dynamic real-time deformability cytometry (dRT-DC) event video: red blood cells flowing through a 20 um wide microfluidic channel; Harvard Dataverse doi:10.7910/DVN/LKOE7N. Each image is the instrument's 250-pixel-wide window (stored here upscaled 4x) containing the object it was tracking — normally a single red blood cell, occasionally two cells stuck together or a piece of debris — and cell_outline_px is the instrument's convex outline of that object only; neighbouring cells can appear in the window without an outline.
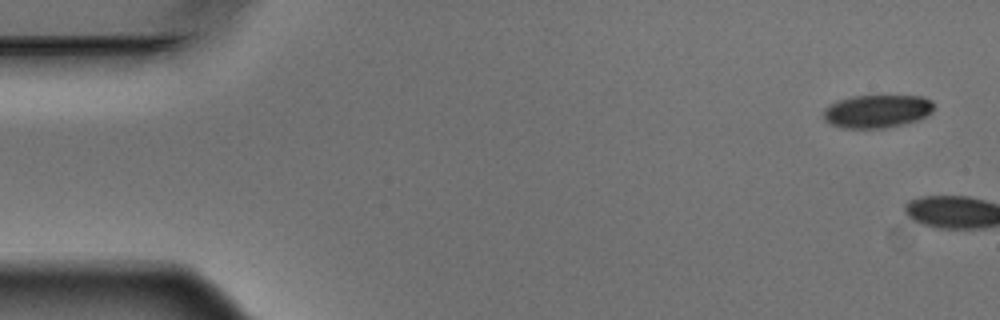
{"species": "Egyptian fruit bat (a non-hibernating species)", "species_latin": "Rousettus aegyptiacus", "temperature_condition": "warm", "stored_images_in_passage": 5, "camera_frame_rate_fps": 3000, "um_per_image_px": 0.085, "animal": {"sex": "male"}, "frame": {"image": 1, "passage_image": 1, "time_ms": 0.0, "image_size_px": [1000, 320], "cell_outline_px": [[936, 108], [928, 116], [904, 124], [888, 128], [840, 128], [828, 124], [824, 120], [824, 108], [828, 104], [836, 100], [852, 96], [924, 96], [932, 100], [936, 104]], "centroid_in_image_um": [74.56, 9.46], "position_along_channel_um": 10.4, "area_um2": 21.85}}
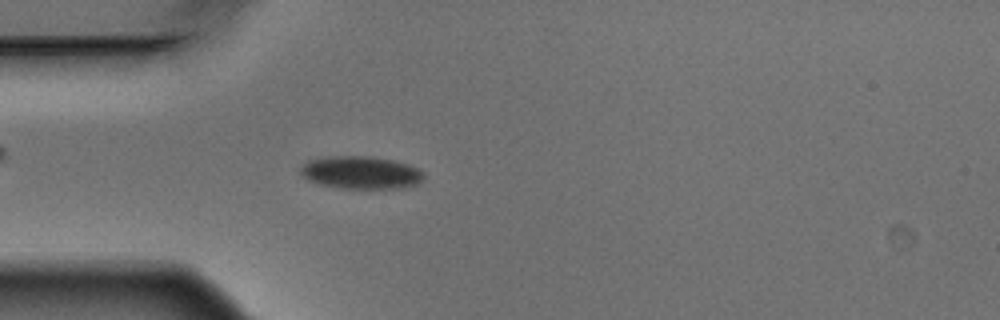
{"frame": {"image": 2, "passage_image": 5, "time_ms": 1.333, "image_size_px": [1000, 320], "cell_outline_px": [[424, 176], [416, 184], [404, 188], [340, 188], [320, 184], [308, 180], [300, 172], [300, 168], [308, 160], [324, 156], [372, 156], [396, 160], [408, 164], [424, 172]], "centroid_in_image_um": [30.67, 14.65], "position_along_channel_um": 54.3, "area_um2": 23.58}}